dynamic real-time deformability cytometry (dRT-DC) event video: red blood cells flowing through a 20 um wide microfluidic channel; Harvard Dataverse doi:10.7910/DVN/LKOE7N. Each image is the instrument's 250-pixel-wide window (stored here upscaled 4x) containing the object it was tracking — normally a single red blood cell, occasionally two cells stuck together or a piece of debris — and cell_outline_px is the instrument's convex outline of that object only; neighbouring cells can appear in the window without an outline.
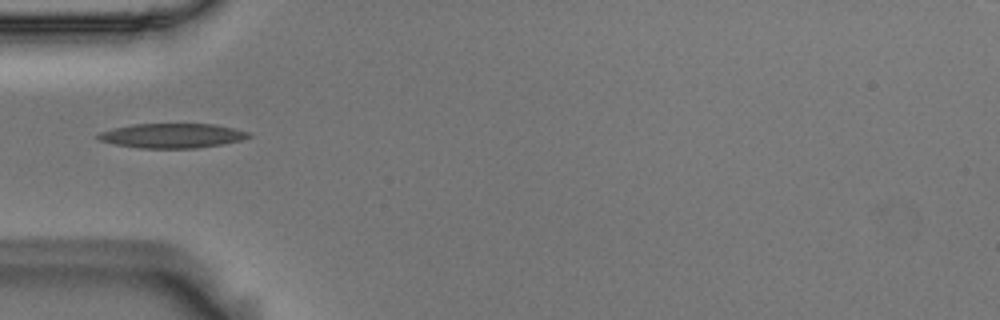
{"species": "Egyptian fruit bat (a non-hibernating species)", "species_latin": "Rousettus aegyptiacus", "temperature_condition": "room temperature", "stored_images_in_passage": 10, "camera_frame_rate_fps": 3000, "um_per_image_px": 0.085, "animal": {"sex": "male"}, "frame": {"image": 1, "passage_image": 5, "time_ms": 1.333, "image_size_px": [1000, 320], "cell_outline_px": [[252, 136], [240, 140], [224, 144], [196, 148], [140, 148], [116, 144], [96, 140], [96, 136], [100, 132], [112, 128], [132, 124], [216, 124], [252, 132]], "centroid_in_image_um": [14.64, 11.53], "position_along_channel_um": 70.4, "area_um2": 21.73}}
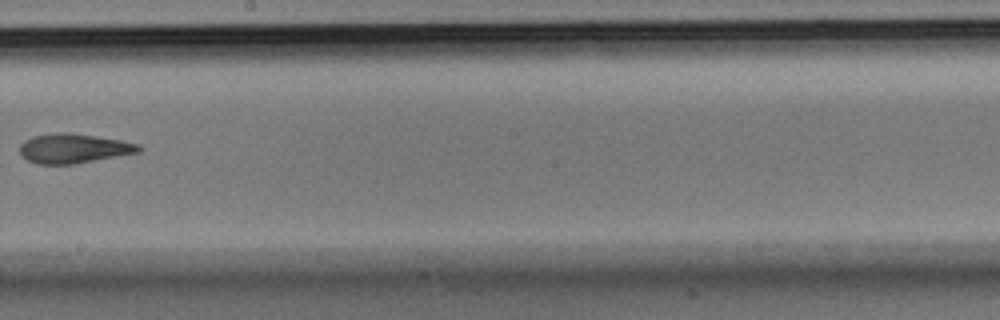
{"frame": {"image": 2, "passage_image": 9, "time_ms": 2.667, "image_size_px": [1000, 320], "cell_outline_px": [[144, 148], [140, 152], [76, 164], [36, 164], [28, 160], [20, 152], [20, 144], [24, 140], [32, 136], [56, 132], [68, 132], [96, 136], [120, 140], [140, 144]], "centroid_in_image_um": [6.28, 12.61], "position_along_channel_um": 241.9, "area_um2": 20.63}}
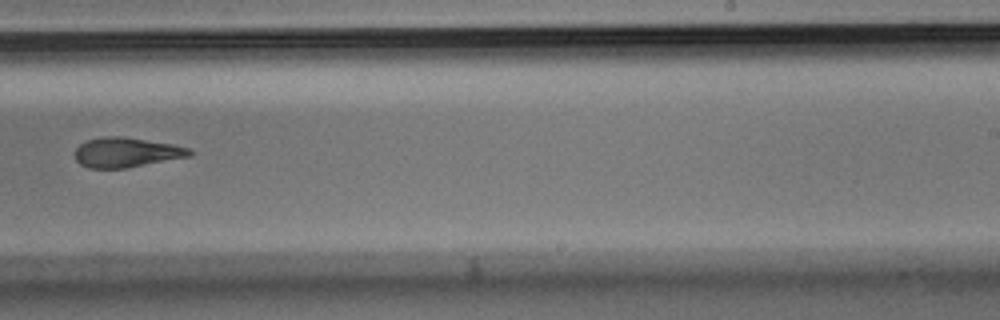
{"frame": {"image": 3, "passage_image": 10, "time_ms": 3.0, "image_size_px": [1000, 320], "cell_outline_px": [[196, 152], [192, 156], [128, 168], [88, 168], [80, 164], [76, 160], [76, 148], [80, 144], [88, 140], [104, 136], [124, 136], [172, 144], [188, 148]], "centroid_in_image_um": [10.78, 12.96], "position_along_channel_um": 278.2, "area_um2": 20.06}}